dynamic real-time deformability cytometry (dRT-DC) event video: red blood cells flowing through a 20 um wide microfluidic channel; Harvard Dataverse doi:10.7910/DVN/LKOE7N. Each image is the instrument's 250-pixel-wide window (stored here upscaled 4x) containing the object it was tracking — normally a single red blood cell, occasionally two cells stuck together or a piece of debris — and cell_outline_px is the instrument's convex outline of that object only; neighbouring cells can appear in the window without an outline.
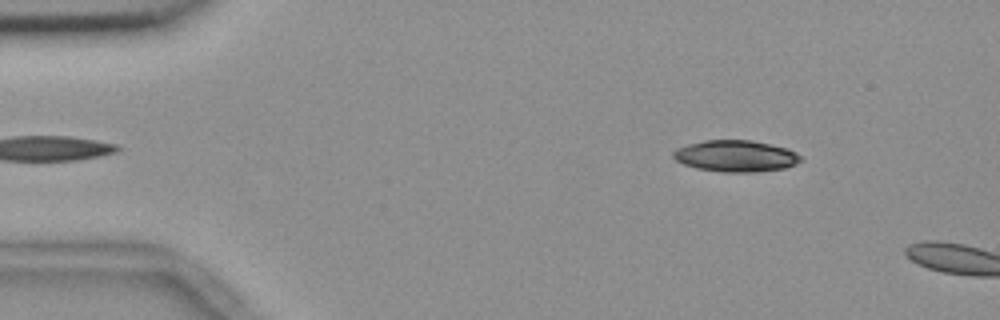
{"species": "common noctule bat (a hibernating species)", "species_latin": "Nyctalus noctula", "temperature_condition": "room temperature", "stored_images_in_passage": 14, "camera_frame_rate_fps": 3000, "um_per_image_px": 0.085, "animal": {"sex": "female", "body_mass_g": 18.4}, "frame": {"image": 1, "passage_image": 7, "time_ms": 2.0, "image_size_px": [1000, 320], "cell_outline_px": [[800, 160], [796, 164], [784, 168], [756, 172], [720, 172], [696, 168], [684, 164], [676, 160], [672, 156], [672, 152], [676, 148], [688, 144], [704, 140], [752, 140], [788, 148], [796, 152], [800, 156]], "centroid_in_image_um": [62.52, 13.26], "position_along_channel_um": 22.5, "area_um2": 23.47}}